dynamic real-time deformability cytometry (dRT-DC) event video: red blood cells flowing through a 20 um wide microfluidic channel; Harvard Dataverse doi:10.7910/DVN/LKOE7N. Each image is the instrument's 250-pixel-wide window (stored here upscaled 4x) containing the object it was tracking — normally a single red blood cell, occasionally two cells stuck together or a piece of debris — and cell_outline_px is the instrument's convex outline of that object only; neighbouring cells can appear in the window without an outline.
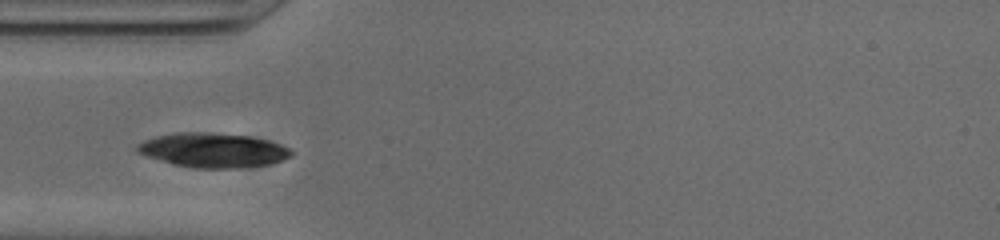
{"species": "common noctule bat (a hibernating species)", "species_latin": "Nyctalus noctula", "temperature_condition": "cold", "stored_images_in_passage": 5, "camera_frame_rate_fps": 3000, "um_per_image_px": 0.085, "animal": {"sex": "male", "body_mass_g": 20.0, "forearm_length_mm": 53.3}, "frame": {"image": 1, "passage_image": 3, "time_ms": 0.667, "image_size_px": [1000, 240], "cell_outline_px": [[296, 152], [292, 156], [284, 160], [268, 164], [236, 168], [192, 168], [172, 164], [136, 152], [136, 144], [144, 140], [156, 136], [176, 132], [208, 132], [248, 136], [264, 140], [288, 148]], "centroid_in_image_um": [18.07, 12.77], "position_along_channel_um": 66.9, "area_um2": 30.81}}